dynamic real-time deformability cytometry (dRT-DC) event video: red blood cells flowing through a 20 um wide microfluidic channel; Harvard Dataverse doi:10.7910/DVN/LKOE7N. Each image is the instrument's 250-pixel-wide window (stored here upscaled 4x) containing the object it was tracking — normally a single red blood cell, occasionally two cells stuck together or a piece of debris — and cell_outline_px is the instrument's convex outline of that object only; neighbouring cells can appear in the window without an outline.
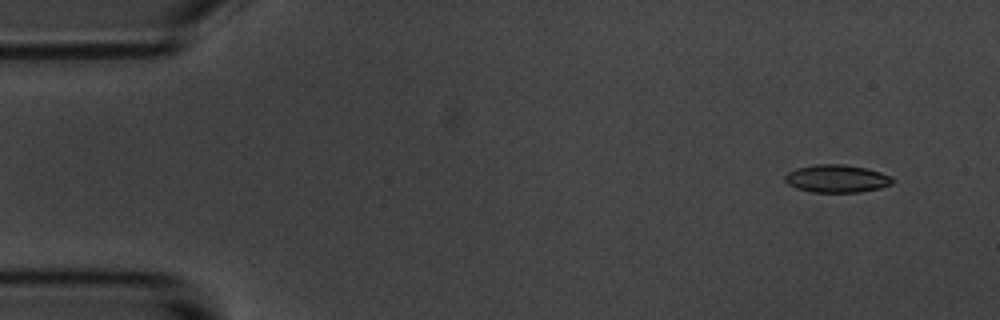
{"species": "common noctule bat (a hibernating species)", "species_latin": "Nyctalus noctula", "temperature_condition": "room temperature", "stored_images_in_passage": 7, "camera_frame_rate_fps": 3000, "um_per_image_px": 0.085, "animal": {"sex": "male", "body_mass_g": 20.1, "forearm_length_mm": 53.5}, "frame": {"image": 1, "passage_image": 1, "time_ms": 0.0, "image_size_px": [1000, 320], "cell_outline_px": [[892, 184], [880, 188], [860, 192], [812, 192], [796, 188], [788, 184], [784, 180], [784, 176], [788, 172], [796, 168], [816, 164], [844, 164], [868, 168], [892, 176]], "centroid_in_image_um": [71.12, 15.17], "position_along_channel_um": 13.9, "area_um2": 17.51}}
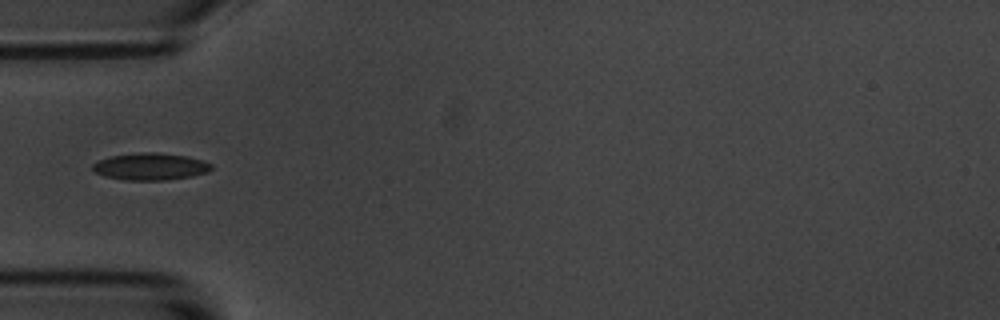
{"frame": {"image": 2, "passage_image": 5, "time_ms": 4.667, "image_size_px": [1000, 320], "cell_outline_px": [[212, 168], [208, 172], [192, 176], [168, 180], [124, 180], [104, 176], [96, 172], [92, 168], [92, 164], [100, 160], [112, 156], [144, 152], [156, 152], [188, 156], [204, 160], [212, 164]], "centroid_in_image_um": [12.83, 14.16], "position_along_channel_um": 72.2, "area_um2": 18.73}}
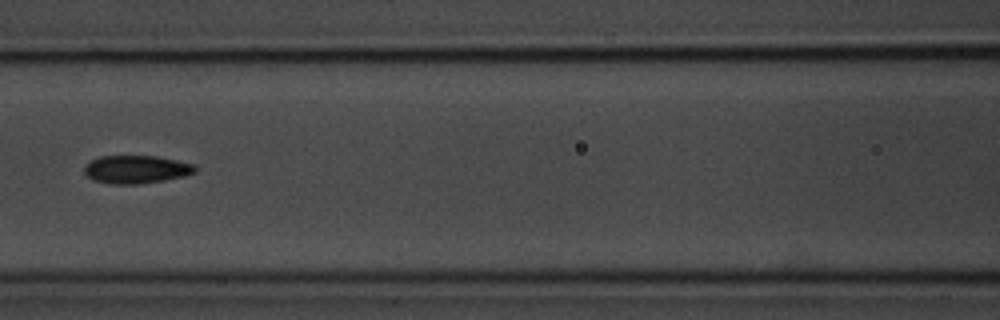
{"frame": {"image": 3, "passage_image": 7, "time_ms": 7.0, "image_size_px": [1000, 320], "cell_outline_px": [[196, 172], [184, 176], [164, 180], [140, 184], [112, 184], [92, 180], [84, 172], [84, 164], [100, 156], [156, 156], [196, 164]], "centroid_in_image_um": [11.58, 14.4], "position_along_channel_um": 155.0, "area_um2": 18.21}}